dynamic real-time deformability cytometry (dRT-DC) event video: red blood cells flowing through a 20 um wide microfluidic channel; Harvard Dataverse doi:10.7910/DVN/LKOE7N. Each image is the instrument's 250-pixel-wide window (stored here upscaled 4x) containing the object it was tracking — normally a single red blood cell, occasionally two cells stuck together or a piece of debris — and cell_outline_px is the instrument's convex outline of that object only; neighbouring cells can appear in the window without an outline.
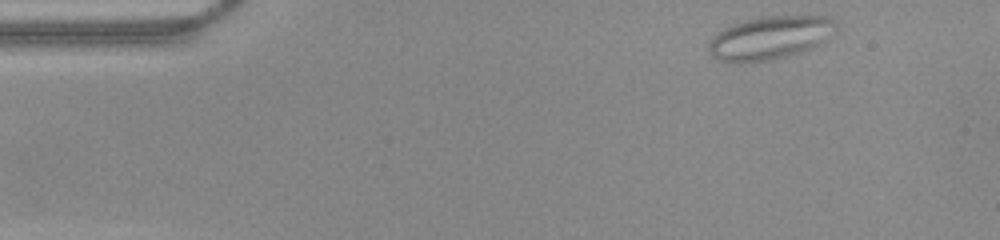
{"species": "common noctule bat (a hibernating species)", "species_latin": "Nyctalus noctula", "temperature_condition": "warm", "stored_images_in_passage": 46, "camera_frame_rate_fps": 3000, "um_per_image_px": 0.085, "animal": {"sex": "female", "body_mass_g": 22.0, "forearm_length_mm": 56.7}, "frame": {"image": 1, "passage_image": 1, "time_ms": 0.0, "image_size_px": [1000, 240], "cell_outline_px": [[836, 24], [824, 40], [812, 48], [804, 52], [788, 56], [768, 60], [736, 64], [720, 60], [712, 56], [708, 48], [708, 44], [720, 32], [736, 24], [748, 20], [764, 16], [824, 16], [832, 20]], "centroid_in_image_um": [65.43, 3.25], "position_along_channel_um": 19.6, "area_um2": 31.33}}
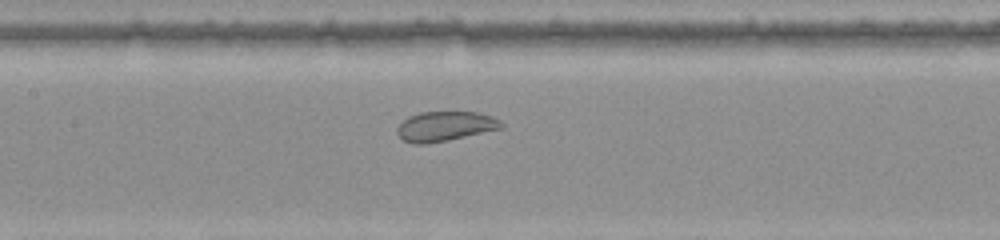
{"frame": {"image": 2, "passage_image": 19, "time_ms": 6.0, "image_size_px": [1000, 240], "cell_outline_px": [[504, 128], [448, 140], [424, 144], [412, 144], [404, 140], [396, 132], [396, 128], [408, 116], [420, 112], [476, 112], [492, 116], [500, 120], [504, 124]], "centroid_in_image_um": [37.84, 10.73], "position_along_channel_um": 169.6, "area_um2": 18.09}}
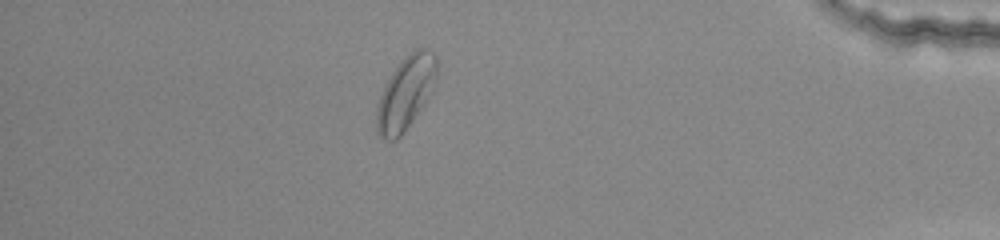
{"frame": {"image": 3, "passage_image": 40, "time_ms": 13.0, "image_size_px": [1000, 240], "cell_outline_px": [[436, 76], [432, 92], [424, 104], [404, 132], [396, 140], [388, 140], [380, 136], [376, 128], [376, 112], [380, 96], [392, 72], [416, 48], [428, 48], [436, 56]], "centroid_in_image_um": [34.49, 7.93], "position_along_channel_um": 400.7, "area_um2": 25.03}, "authors_computed_cell_mechanics": {"area_um2": 21.6461, "velocity_mm_per_s": 3.9332, "shape_relaxation_time_tau1_ms": null, "shape_relaxation_time_tau2_ms": 1.8365, "deformation_change_tau1": null, "deformation_change_tau2": 0.0786}}